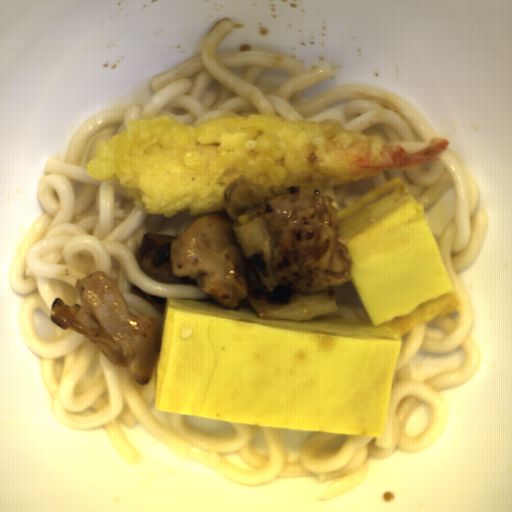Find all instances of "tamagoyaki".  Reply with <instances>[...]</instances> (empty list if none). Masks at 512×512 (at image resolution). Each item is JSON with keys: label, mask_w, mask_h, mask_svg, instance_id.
I'll use <instances>...</instances> for the list:
<instances>
[{"label": "tamagoyaki", "mask_w": 512, "mask_h": 512, "mask_svg": "<svg viewBox=\"0 0 512 512\" xmlns=\"http://www.w3.org/2000/svg\"><path fill=\"white\" fill-rule=\"evenodd\" d=\"M359 319L261 318L168 298L157 411L230 423L384 436L402 337L462 312L423 206L397 175L336 212Z\"/></svg>", "instance_id": "obj_1"}]
</instances>
